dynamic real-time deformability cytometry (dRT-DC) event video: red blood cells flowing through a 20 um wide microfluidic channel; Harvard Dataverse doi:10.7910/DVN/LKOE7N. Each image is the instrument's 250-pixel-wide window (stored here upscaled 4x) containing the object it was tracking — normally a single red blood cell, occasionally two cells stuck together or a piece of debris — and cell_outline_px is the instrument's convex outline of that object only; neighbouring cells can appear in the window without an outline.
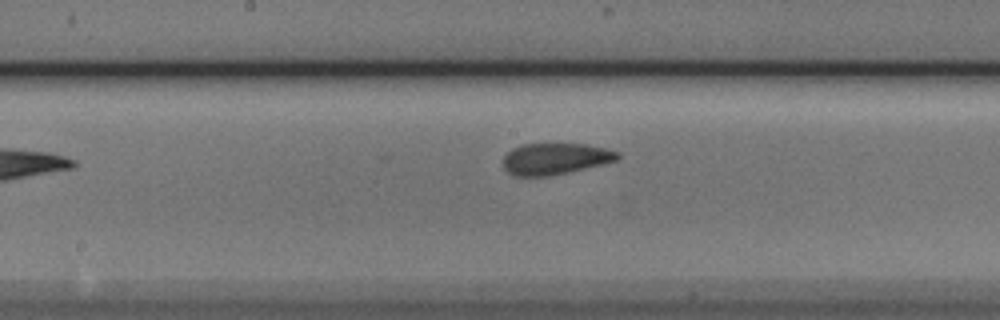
{"species": "Egyptian fruit bat (a non-hibernating species)", "species_latin": "Rousettus aegyptiacus", "temperature_condition": "cold", "stored_images_in_passage": 6, "camera_frame_rate_fps": 3000, "um_per_image_px": 0.085, "animal": {"sex": "male"}, "frame": {"image": 1, "passage_image": 5, "time_ms": 1.333, "image_size_px": [1000, 320], "cell_outline_px": [[620, 156], [616, 160], [604, 164], [568, 172], [548, 176], [512, 176], [504, 168], [504, 156], [512, 148], [524, 144], [584, 144], [604, 148], [620, 152]], "centroid_in_image_um": [47.19, 13.5], "position_along_channel_um": 201.0, "area_um2": 20.87}}
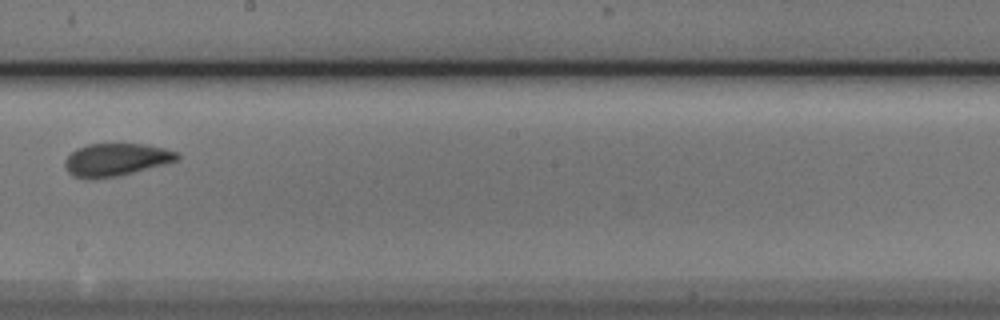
{"frame": {"image": 2, "passage_image": 6, "time_ms": 1.667, "image_size_px": [1000, 320], "cell_outline_px": [[180, 160], [116, 176], [92, 180], [72, 176], [68, 172], [64, 164], [64, 160], [76, 148], [88, 144], [148, 144], [180, 152]], "centroid_in_image_um": [9.86, 13.57], "position_along_channel_um": 238.3, "area_um2": 21.5}}